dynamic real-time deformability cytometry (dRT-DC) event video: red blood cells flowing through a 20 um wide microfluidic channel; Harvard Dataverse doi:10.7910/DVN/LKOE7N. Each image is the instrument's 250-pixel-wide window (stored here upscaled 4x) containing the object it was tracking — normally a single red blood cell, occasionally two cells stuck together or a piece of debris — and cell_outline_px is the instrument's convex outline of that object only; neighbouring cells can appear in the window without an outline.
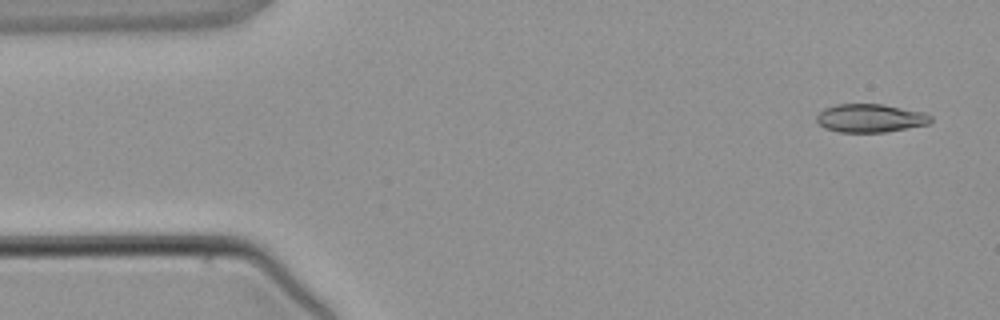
{"species": "common noctule bat (a hibernating species)", "species_latin": "Nyctalus noctula", "temperature_condition": "warm", "stored_images_in_passage": 5, "camera_frame_rate_fps": 3000, "um_per_image_px": 0.085, "animal": {"sex": "male", "body_mass_g": 21.5, "forearm_length_mm": 52.0}, "frame": {"image": 1, "passage_image": 1, "time_ms": 0.0, "image_size_px": [1000, 320], "cell_outline_px": [[932, 120], [928, 124], [884, 132], [840, 132], [824, 128], [816, 120], [816, 116], [824, 108], [836, 104], [884, 104], [924, 112], [932, 116]], "centroid_in_image_um": [73.97, 10.03], "position_along_channel_um": 11.0, "area_um2": 18.84}}
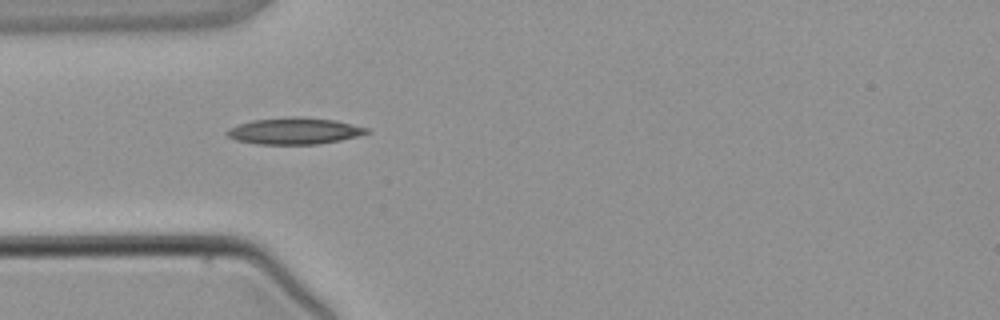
{"frame": {"image": 2, "passage_image": 4, "time_ms": 3.333, "image_size_px": [1000, 320], "cell_outline_px": [[368, 132], [356, 136], [340, 140], [316, 144], [260, 144], [236, 140], [228, 136], [224, 132], [228, 128], [252, 120], [336, 120], [368, 128]], "centroid_in_image_um": [24.99, 11.19], "position_along_channel_um": 60.0, "area_um2": 20.17}}
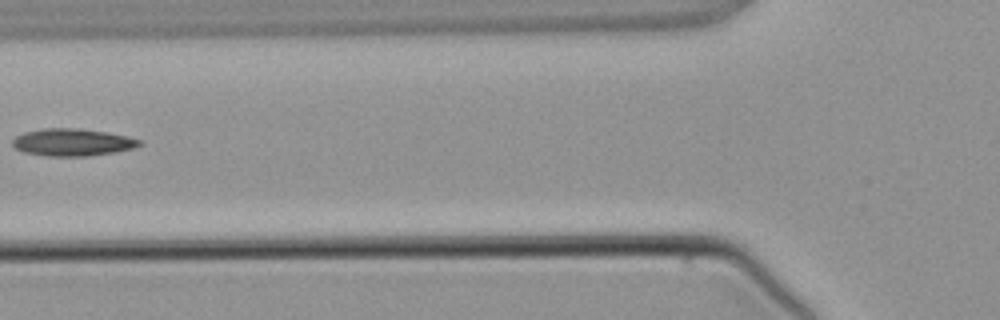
{"frame": {"image": 3, "passage_image": 5, "time_ms": 4.667, "image_size_px": [1000, 320], "cell_outline_px": [[144, 144], [132, 148], [116, 152], [88, 156], [48, 156], [24, 152], [12, 148], [12, 140], [16, 136], [24, 132], [40, 128], [80, 128], [108, 132], [128, 136], [144, 140]], "centroid_in_image_um": [6.17, 12.09], "position_along_channel_um": 119.6, "area_um2": 20.58}}